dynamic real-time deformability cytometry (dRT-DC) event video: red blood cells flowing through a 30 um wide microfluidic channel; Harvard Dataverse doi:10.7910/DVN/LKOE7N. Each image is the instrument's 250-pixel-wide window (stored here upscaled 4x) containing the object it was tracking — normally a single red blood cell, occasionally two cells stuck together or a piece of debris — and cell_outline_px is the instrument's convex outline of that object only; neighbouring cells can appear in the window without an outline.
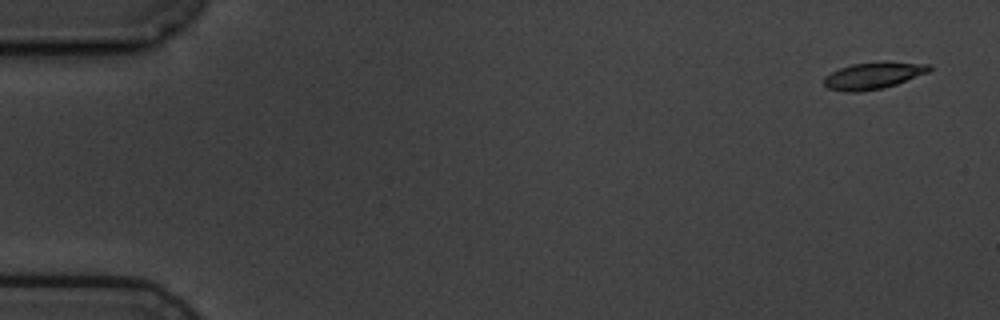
{"species": "common noctule bat (a hibernating species)", "species_latin": "Nyctalus noctula", "temperature_condition": "cold", "stored_images_in_passage": 5, "camera_frame_rate_fps": 3000, "um_per_image_px": 0.085, "animal": {"sex": "male", "body_mass_g": 19.5, "forearm_length_mm": 54.6}, "frame": {"image": 1, "passage_image": 1, "time_ms": 0.0, "image_size_px": [1000, 320], "cell_outline_px": [[932, 68], [928, 72], [896, 84], [884, 88], [860, 92], [844, 92], [828, 88], [824, 84], [824, 76], [840, 68], [852, 64], [932, 64]], "centroid_in_image_um": [74.15, 6.48], "position_along_channel_um": 10.8, "area_um2": 15.61}}
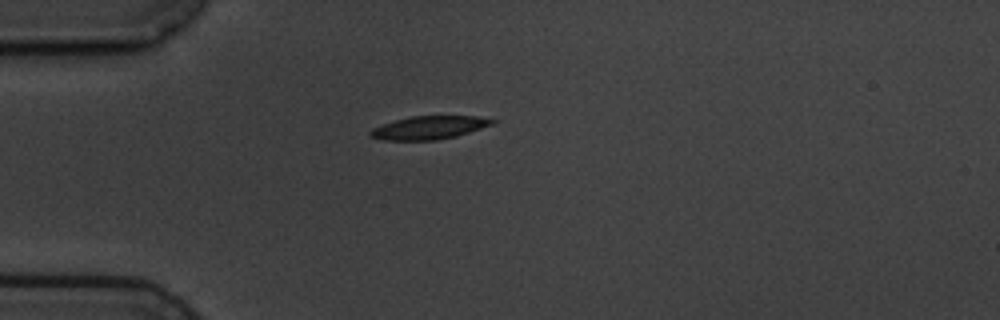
{"frame": {"image": 2, "passage_image": 5, "time_ms": 4.333, "image_size_px": [1000, 320], "cell_outline_px": [[496, 120], [492, 124], [456, 136], [436, 140], [384, 140], [368, 136], [368, 132], [372, 128], [396, 120], [412, 116], [476, 116]], "centroid_in_image_um": [36.42, 10.85], "position_along_channel_um": 48.6, "area_um2": 16.24}}